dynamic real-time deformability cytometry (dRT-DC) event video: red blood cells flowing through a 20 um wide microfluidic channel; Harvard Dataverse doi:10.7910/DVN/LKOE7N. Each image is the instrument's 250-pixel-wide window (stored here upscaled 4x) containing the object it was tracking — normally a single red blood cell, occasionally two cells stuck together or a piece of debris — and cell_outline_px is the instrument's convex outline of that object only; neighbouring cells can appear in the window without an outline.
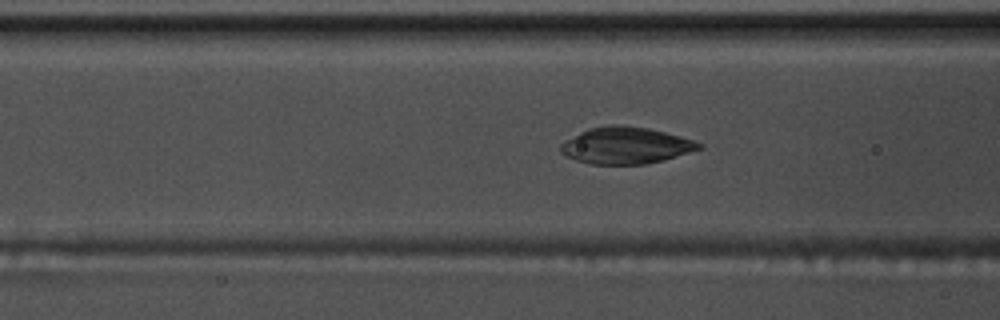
{"species": "common noctule bat (a hibernating species)", "species_latin": "Nyctalus noctula", "temperature_condition": "warm", "stored_images_in_passage": 55, "camera_frame_rate_fps": 3000, "um_per_image_px": 0.085, "animal": {"sex": "male", "body_mass_g": 17.5, "forearm_length_mm": 52.3}, "frame": {"image": 1, "passage_image": 22, "time_ms": 7.0, "image_size_px": [1000, 320], "cell_outline_px": [[704, 148], [664, 160], [644, 164], [588, 164], [576, 160], [560, 152], [560, 144], [564, 140], [588, 128], [608, 124], [620, 124], [648, 128], [680, 136], [704, 144]], "centroid_in_image_um": [53.19, 12.36], "position_along_channel_um": 113.4, "area_um2": 29.77}}
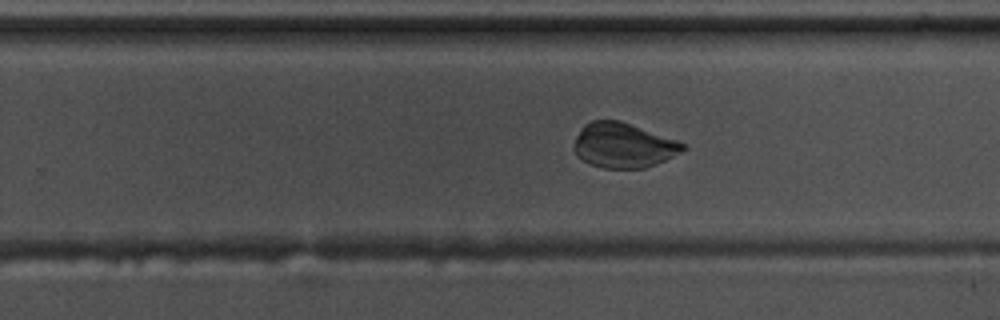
{"frame": {"image": 2, "passage_image": 35, "time_ms": 11.333, "image_size_px": [1000, 320], "cell_outline_px": [[688, 148], [656, 164], [644, 168], [604, 168], [588, 164], [576, 156], [572, 148], [572, 144], [580, 128], [584, 124], [592, 120], [620, 120], [676, 140], [684, 144]], "centroid_in_image_um": [52.91, 12.35], "position_along_channel_um": 276.9, "area_um2": 28.61}}
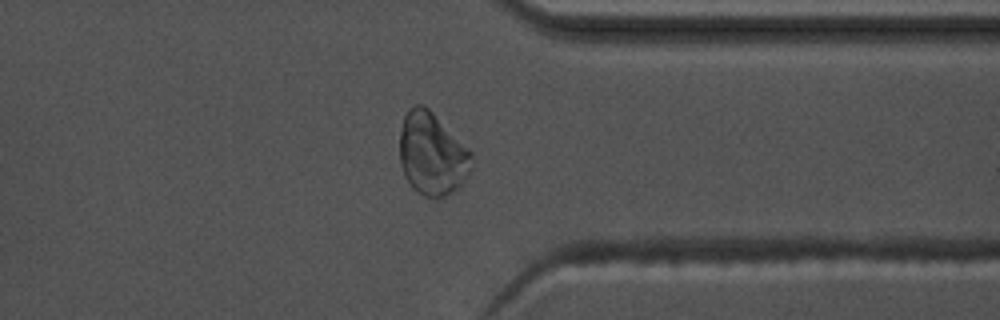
{"frame": {"image": 3, "passage_image": 43, "time_ms": 14.0, "image_size_px": [1000, 320], "cell_outline_px": [[472, 168], [464, 180], [452, 192], [444, 196], [424, 196], [416, 192], [412, 188], [400, 164], [400, 128], [404, 116], [408, 108], [416, 104], [420, 104], [428, 108], [472, 152]], "centroid_in_image_um": [36.71, 13.07], "position_along_channel_um": 374.7, "area_um2": 34.33}}